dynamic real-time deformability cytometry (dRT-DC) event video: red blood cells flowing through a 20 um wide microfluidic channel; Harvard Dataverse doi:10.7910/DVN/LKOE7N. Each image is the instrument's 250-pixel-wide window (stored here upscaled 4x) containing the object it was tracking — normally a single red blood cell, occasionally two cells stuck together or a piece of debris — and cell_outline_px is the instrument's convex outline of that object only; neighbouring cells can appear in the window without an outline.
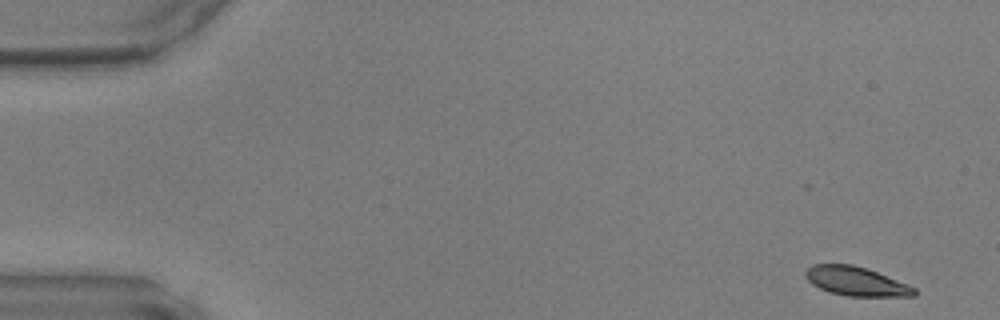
{"species": "common noctule bat (a hibernating species)", "species_latin": "Nyctalus noctula", "temperature_condition": "warm", "stored_images_in_passage": 8, "camera_frame_rate_fps": 3000, "um_per_image_px": 0.085, "animal": {"sex": "male", "body_mass_g": 17.9, "forearm_length_mm": 54.2}, "frame": {"image": 1, "passage_image": 1, "time_ms": 0.0, "image_size_px": [1000, 320], "cell_outline_px": [[916, 296], [848, 296], [828, 292], [812, 284], [804, 276], [804, 272], [812, 264], [852, 264], [868, 268], [908, 284], [916, 288]], "centroid_in_image_um": [72.76, 23.9], "position_along_channel_um": 12.2, "area_um2": 18.55}}